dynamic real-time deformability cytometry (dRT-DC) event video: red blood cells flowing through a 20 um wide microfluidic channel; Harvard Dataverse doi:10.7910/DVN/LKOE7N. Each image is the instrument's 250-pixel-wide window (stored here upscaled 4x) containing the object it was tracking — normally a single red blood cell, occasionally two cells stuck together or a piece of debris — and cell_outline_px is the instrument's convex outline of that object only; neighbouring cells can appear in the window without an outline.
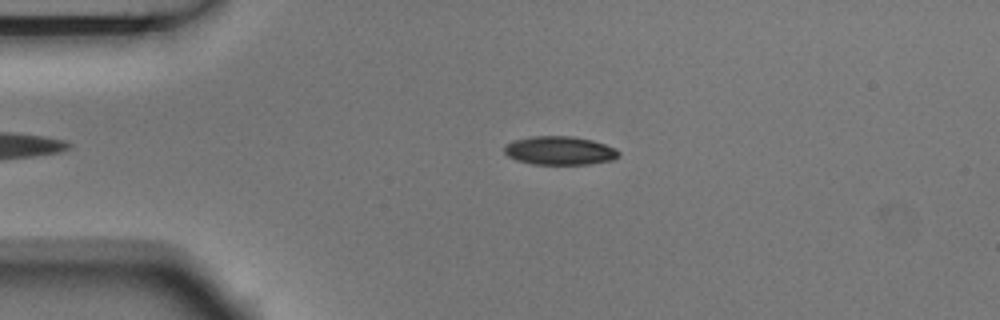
{"species": "Egyptian fruit bat (a non-hibernating species)", "species_latin": "Rousettus aegyptiacus", "temperature_condition": "room temperature", "stored_images_in_passage": 3, "camera_frame_rate_fps": 3000, "um_per_image_px": 0.085, "animal": {"sex": "male"}, "frame": {"image": 1, "passage_image": 2, "time_ms": 0.333, "image_size_px": [1000, 320], "cell_outline_px": [[620, 156], [612, 160], [588, 164], [532, 164], [516, 160], [508, 156], [504, 152], [504, 144], [516, 140], [532, 136], [572, 136], [592, 140], [616, 148], [620, 152]], "centroid_in_image_um": [47.57, 12.8], "position_along_channel_um": 37.4, "area_um2": 19.07}}